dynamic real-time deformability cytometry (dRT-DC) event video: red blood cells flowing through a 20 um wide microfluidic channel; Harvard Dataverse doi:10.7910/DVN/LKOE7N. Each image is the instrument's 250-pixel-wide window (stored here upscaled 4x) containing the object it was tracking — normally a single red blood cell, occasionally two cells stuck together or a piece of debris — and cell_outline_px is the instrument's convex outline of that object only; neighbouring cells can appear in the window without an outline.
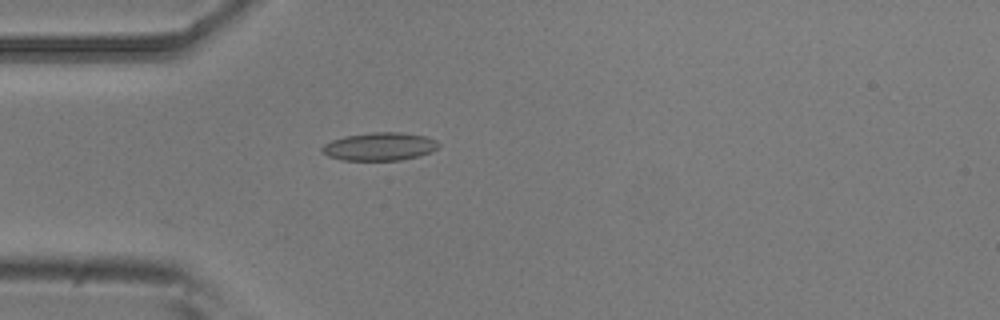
{"species": "common noctule bat (a hibernating species)", "species_latin": "Nyctalus noctula", "temperature_condition": "room temperature", "stored_images_in_passage": 3, "camera_frame_rate_fps": 3000, "um_per_image_px": 0.085, "animal": {"sex": "male", "body_mass_g": 20.5, "forearm_length_mm": 52.5}, "frame": {"image": 1, "passage_image": 3, "time_ms": 0.667, "image_size_px": [1000, 320], "cell_outline_px": [[440, 144], [432, 152], [400, 160], [344, 160], [328, 156], [320, 152], [320, 148], [324, 144], [332, 140], [344, 136], [372, 132], [400, 132], [428, 136], [436, 140]], "centroid_in_image_um": [32.25, 12.44], "position_along_channel_um": 52.7, "area_um2": 19.13}}